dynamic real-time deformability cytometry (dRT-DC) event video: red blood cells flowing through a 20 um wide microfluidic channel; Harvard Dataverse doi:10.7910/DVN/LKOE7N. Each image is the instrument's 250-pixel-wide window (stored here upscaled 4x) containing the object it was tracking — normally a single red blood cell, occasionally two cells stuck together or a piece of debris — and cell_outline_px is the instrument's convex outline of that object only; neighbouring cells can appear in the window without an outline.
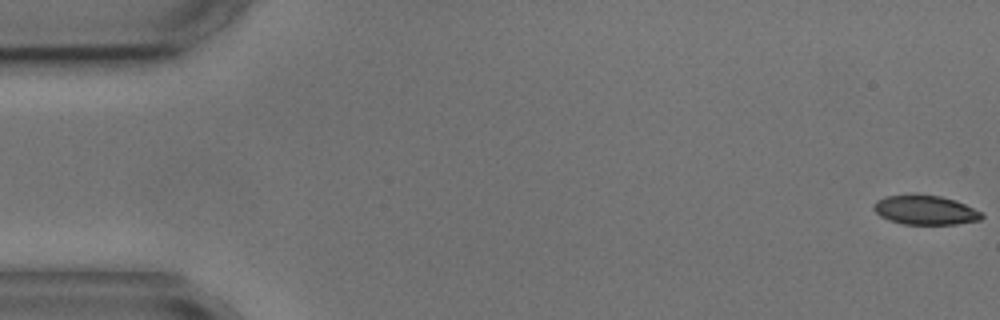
{"species": "common noctule bat (a hibernating species)", "species_latin": "Nyctalus noctula", "temperature_condition": "cold", "stored_images_in_passage": 6, "camera_frame_rate_fps": 3000, "um_per_image_px": 0.085, "animal": {"sex": "male", "body_mass_g": 17.9, "forearm_length_mm": 54.2}, "frame": {"image": 1, "passage_image": 1, "time_ms": 0.0, "image_size_px": [1000, 320], "cell_outline_px": [[984, 216], [980, 220], [956, 224], [904, 224], [888, 220], [880, 216], [872, 208], [872, 204], [876, 200], [884, 196], [940, 196], [956, 200], [980, 212]], "centroid_in_image_um": [78.61, 17.87], "position_along_channel_um": 6.4, "area_um2": 18.09}}